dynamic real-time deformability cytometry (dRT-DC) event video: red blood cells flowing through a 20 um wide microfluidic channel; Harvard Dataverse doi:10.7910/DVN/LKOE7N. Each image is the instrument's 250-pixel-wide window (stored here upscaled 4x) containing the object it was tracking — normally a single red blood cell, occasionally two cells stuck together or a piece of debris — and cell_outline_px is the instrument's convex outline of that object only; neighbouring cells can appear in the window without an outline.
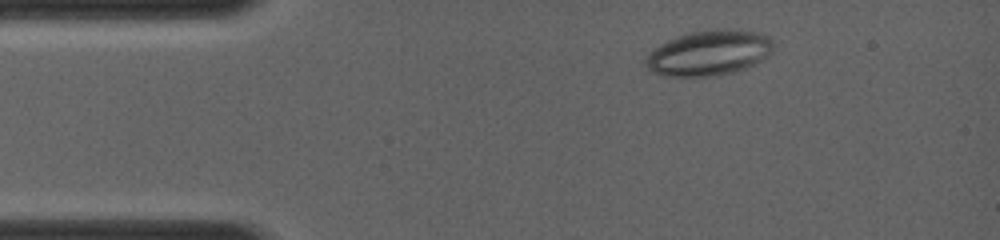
{"species": "common noctule bat (a hibernating species)", "species_latin": "Nyctalus noctula", "temperature_condition": "room temperature", "stored_images_in_passage": 15, "camera_frame_rate_fps": 4000, "um_per_image_px": 0.085, "animal": {"sex": "female", "body_mass_g": 19.0, "forearm_length_mm": 56.7}, "frame": {"image": 1, "passage_image": 5, "time_ms": 1.0, "image_size_px": [1000, 240], "cell_outline_px": [[772, 52], [768, 56], [736, 72], [720, 76], [664, 76], [652, 72], [644, 64], [644, 60], [660, 44], [676, 36], [688, 32], [716, 28], [728, 28], [760, 32], [768, 36], [772, 40]], "centroid_in_image_um": [60.27, 4.49], "position_along_channel_um": 24.7, "area_um2": 33.93}}